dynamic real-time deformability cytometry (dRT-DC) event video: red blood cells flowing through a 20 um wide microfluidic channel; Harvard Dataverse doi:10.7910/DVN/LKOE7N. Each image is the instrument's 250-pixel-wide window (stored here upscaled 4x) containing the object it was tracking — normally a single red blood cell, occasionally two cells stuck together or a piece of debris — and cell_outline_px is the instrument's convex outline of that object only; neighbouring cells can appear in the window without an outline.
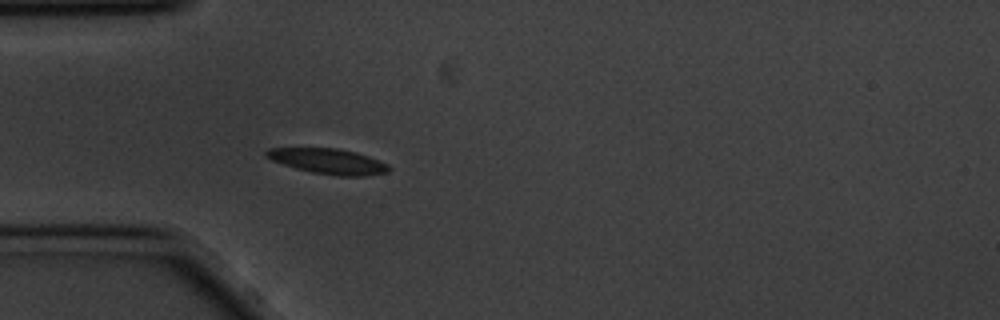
{"species": "common noctule bat (a hibernating species)", "species_latin": "Nyctalus noctula", "temperature_condition": "cold", "stored_images_in_passage": 5, "camera_frame_rate_fps": 3000, "um_per_image_px": 0.085, "animal": {"sex": "male", "body_mass_g": 20.1, "forearm_length_mm": 53.5}, "frame": {"image": 1, "passage_image": 1, "time_ms": 0.0, "image_size_px": [1000, 320], "cell_outline_px": [[392, 168], [388, 172], [364, 176], [336, 176], [312, 172], [296, 168], [272, 160], [264, 156], [264, 152], [268, 148], [336, 148], [356, 152], [368, 156], [388, 164]], "centroid_in_image_um": [27.91, 13.71], "position_along_channel_um": 57.1, "area_um2": 18.09}}